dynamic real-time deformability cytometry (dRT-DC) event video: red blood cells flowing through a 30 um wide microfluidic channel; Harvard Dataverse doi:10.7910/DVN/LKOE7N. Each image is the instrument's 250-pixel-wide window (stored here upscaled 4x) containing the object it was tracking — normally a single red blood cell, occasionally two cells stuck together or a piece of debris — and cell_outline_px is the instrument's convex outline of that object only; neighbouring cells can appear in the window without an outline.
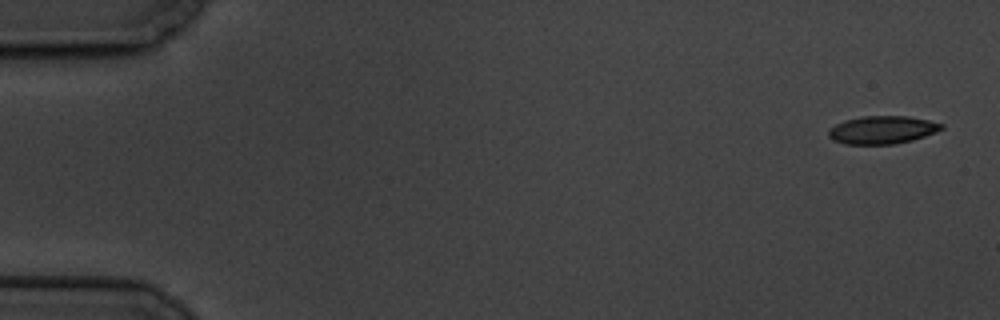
{"species": "common noctule bat (a hibernating species)", "species_latin": "Nyctalus noctula", "temperature_condition": "cold", "stored_images_in_passage": 6, "camera_frame_rate_fps": 3000, "um_per_image_px": 0.085, "animal": {"sex": "male", "body_mass_g": 19.5, "forearm_length_mm": 54.6}, "frame": {"image": 1, "passage_image": 1, "time_ms": 0.0, "image_size_px": [1000, 320], "cell_outline_px": [[944, 128], [924, 136], [912, 140], [896, 144], [844, 144], [832, 140], [828, 136], [828, 128], [844, 120], [864, 116], [908, 116], [928, 120], [944, 124]], "centroid_in_image_um": [74.96, 11.04], "position_along_channel_um": 10.0, "area_um2": 18.44}}